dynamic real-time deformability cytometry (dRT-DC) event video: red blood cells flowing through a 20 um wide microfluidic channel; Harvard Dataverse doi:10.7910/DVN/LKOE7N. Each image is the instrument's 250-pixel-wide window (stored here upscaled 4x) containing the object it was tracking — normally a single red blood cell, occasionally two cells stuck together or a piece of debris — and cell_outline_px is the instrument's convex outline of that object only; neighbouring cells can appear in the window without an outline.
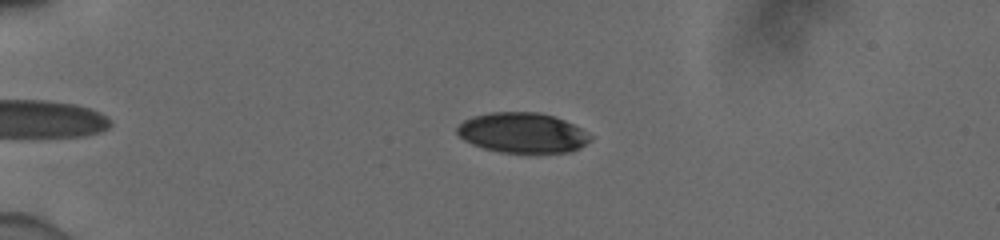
{"species": "human", "species_latin": "Homo sapiens", "temperature_condition": "cold", "stored_images_in_passage": 43, "camera_frame_rate_fps": 3000, "um_per_image_px": 0.085, "donor": {"sex": "male"}, "frame": {"image": 1, "passage_image": 3, "time_ms": 0.667, "image_size_px": [1000, 240], "cell_outline_px": [[592, 140], [580, 148], [572, 152], [500, 152], [484, 148], [472, 144], [464, 140], [456, 132], [456, 128], [464, 120], [472, 116], [492, 112], [540, 112], [564, 120], [580, 128], [592, 136]], "centroid_in_image_um": [44.41, 11.28], "position_along_channel_um": 40.6, "area_um2": 31.1}}
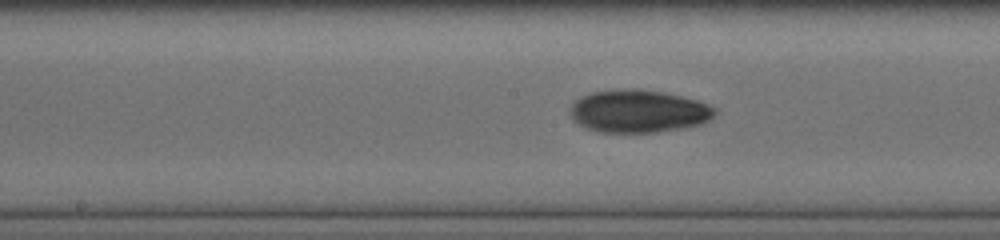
{"frame": {"image": 2, "passage_image": 19, "time_ms": 6.0, "image_size_px": [1000, 240], "cell_outline_px": [[716, 112], [708, 120], [700, 124], [656, 132], [596, 132], [584, 128], [572, 120], [568, 112], [572, 104], [576, 100], [592, 92], [624, 88], [640, 88], [664, 92], [696, 100], [716, 108]], "centroid_in_image_um": [54.2, 9.45], "position_along_channel_um": 194.0, "area_um2": 36.07}}
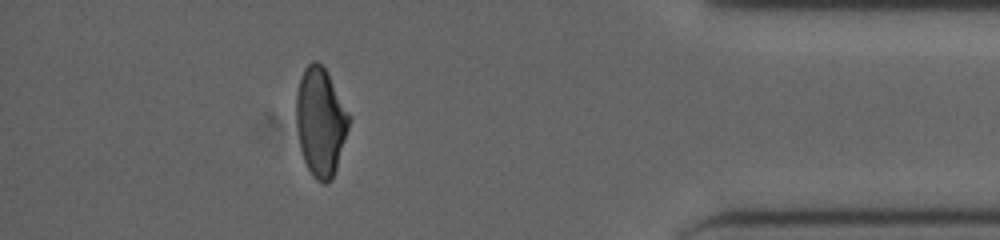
{"frame": {"image": 3, "passage_image": 38, "time_ms": 12.333, "image_size_px": [1000, 240], "cell_outline_px": [[348, 128], [336, 168], [332, 180], [328, 184], [324, 184], [316, 180], [312, 176], [304, 160], [300, 148], [296, 124], [296, 96], [300, 80], [304, 68], [312, 60], [316, 60], [328, 72], [348, 112]], "centroid_in_image_um": [27.22, 10.36], "position_along_channel_um": 408.0, "area_um2": 33.06}, "authors_computed_cell_mechanics": {"area_um2": 34.1598, "velocity_mm_per_s": 3.9327, "shape_relaxation_time_tau1_ms": 6.0162, "shape_relaxation_time_tau2_ms": 2.9394, "deformation_change_tau1": 0.1722, "deformation_change_tau2": 0.0696}}